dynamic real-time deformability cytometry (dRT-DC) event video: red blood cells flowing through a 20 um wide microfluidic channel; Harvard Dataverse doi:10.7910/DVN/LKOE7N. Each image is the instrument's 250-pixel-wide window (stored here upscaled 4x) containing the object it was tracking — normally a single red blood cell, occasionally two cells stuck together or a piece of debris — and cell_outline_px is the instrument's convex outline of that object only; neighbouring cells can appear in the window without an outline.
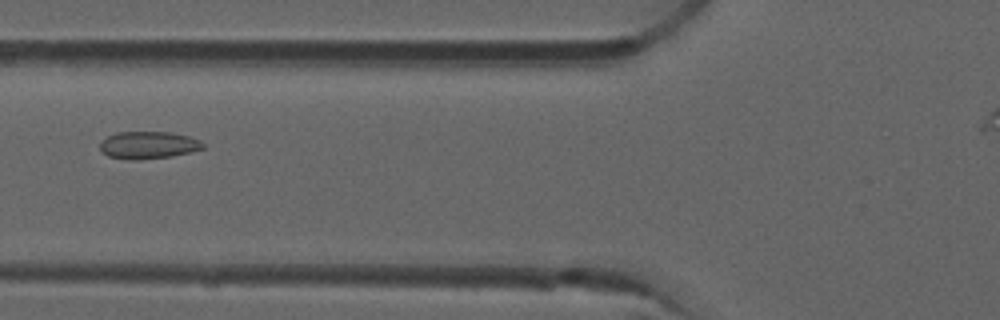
{"species": "common noctule bat (a hibernating species)", "species_latin": "Nyctalus noctula", "temperature_condition": "room temperature", "stored_images_in_passage": 30, "camera_frame_rate_fps": 3000, "um_per_image_px": 0.085, "animal": {"sex": "male", "forearm_length_mm": 52.5}, "frame": {"image": 1, "passage_image": 5, "time_ms": 1.333, "image_size_px": [1000, 320], "cell_outline_px": [[204, 148], [172, 156], [136, 160], [108, 156], [100, 148], [100, 144], [108, 136], [116, 132], [168, 132], [188, 136], [200, 140], [204, 144]], "centroid_in_image_um": [12.62, 12.32], "position_along_channel_um": 113.2, "area_um2": 16.13}}
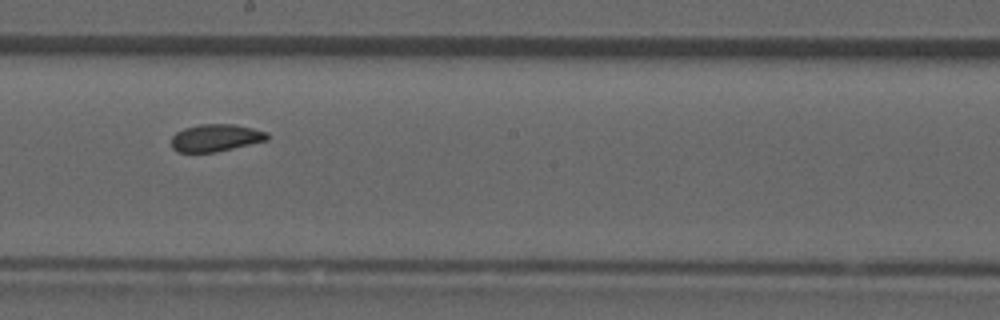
{"frame": {"image": 2, "passage_image": 14, "time_ms": 4.333, "image_size_px": [1000, 320], "cell_outline_px": [[268, 140], [216, 152], [176, 152], [172, 148], [172, 136], [176, 132], [184, 128], [200, 124], [236, 124], [268, 132]], "centroid_in_image_um": [18.33, 11.71], "position_along_channel_um": 229.9, "area_um2": 15.32}}
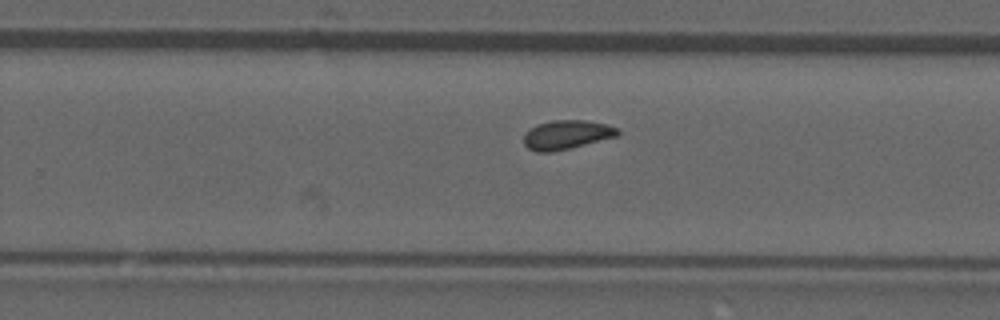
{"frame": {"image": 3, "passage_image": 18, "time_ms": 5.667, "image_size_px": [1000, 320], "cell_outline_px": [[620, 132], [616, 136], [552, 152], [536, 152], [528, 148], [524, 144], [524, 132], [536, 124], [552, 120], [584, 120], [604, 124], [620, 128]], "centroid_in_image_um": [48.11, 11.44], "position_along_channel_um": 281.7, "area_um2": 15.78}, "authors_computed_cell_mechanics": {"area_um2": 15.6349, "velocity_mm_per_s": 3.9003, "shape_relaxation_time_tau1_ms": null, "shape_relaxation_time_tau2_ms": 1.4376, "deformation_change_tau1": null, "deformation_change_tau2": 0.0695}}